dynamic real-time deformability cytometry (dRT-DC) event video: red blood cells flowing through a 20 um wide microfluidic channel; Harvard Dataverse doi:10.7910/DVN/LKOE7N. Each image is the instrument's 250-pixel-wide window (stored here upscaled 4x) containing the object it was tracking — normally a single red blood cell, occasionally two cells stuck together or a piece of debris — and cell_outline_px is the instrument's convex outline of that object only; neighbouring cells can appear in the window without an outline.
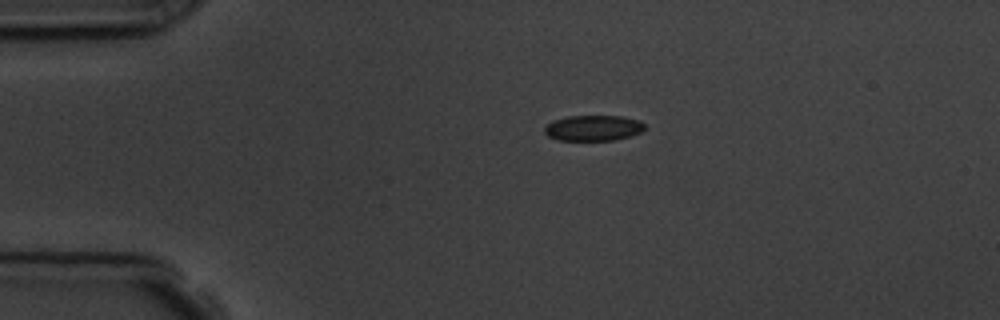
{"species": "common noctule bat (a hibernating species)", "species_latin": "Nyctalus noctula", "temperature_condition": "room temperature", "stored_images_in_passage": 2, "camera_frame_rate_fps": 3000, "um_per_image_px": 0.085, "animal": {"sex": "male", "body_mass_g": 19.5, "forearm_length_mm": 54.6}, "frame": {"image": 1, "passage_image": 1, "time_ms": 0.0, "image_size_px": [1000, 320], "cell_outline_px": [[644, 128], [640, 132], [632, 136], [616, 140], [556, 140], [548, 136], [544, 132], [544, 128], [552, 120], [568, 116], [624, 116], [640, 120], [644, 124]], "centroid_in_image_um": [50.43, 10.88], "position_along_channel_um": 34.6, "area_um2": 15.09}}